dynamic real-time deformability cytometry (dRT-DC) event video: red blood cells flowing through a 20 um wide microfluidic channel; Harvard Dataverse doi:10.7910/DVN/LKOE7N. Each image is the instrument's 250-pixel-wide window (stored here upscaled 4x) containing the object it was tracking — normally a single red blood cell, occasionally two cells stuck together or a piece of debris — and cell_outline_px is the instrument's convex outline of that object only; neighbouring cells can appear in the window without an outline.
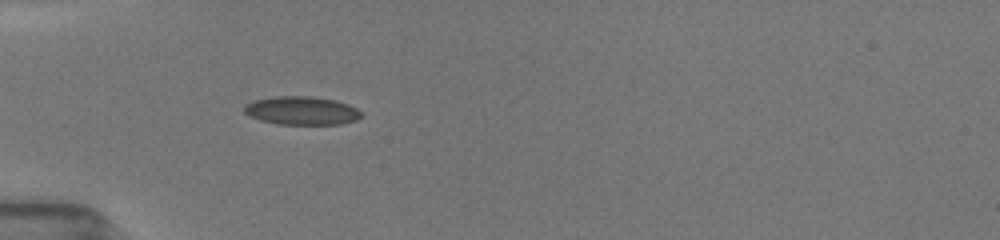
{"species": "common noctule bat (a hibernating species)", "species_latin": "Nyctalus noctula", "temperature_condition": "room temperature", "stored_images_in_passage": 2, "camera_frame_rate_fps": 3000, "um_per_image_px": 0.085, "animal": {"sex": "female", "body_mass_g": 19.5, "forearm_length_mm": 54.1}, "frame": {"image": 1, "passage_image": 2, "time_ms": 0.667, "image_size_px": [1000, 240], "cell_outline_px": [[360, 116], [356, 120], [340, 124], [280, 124], [260, 120], [244, 112], [244, 104], [252, 100], [276, 96], [312, 96], [336, 100], [348, 104], [356, 108], [360, 112]], "centroid_in_image_um": [25.62, 9.39], "position_along_channel_um": 59.4, "area_um2": 19.31}}